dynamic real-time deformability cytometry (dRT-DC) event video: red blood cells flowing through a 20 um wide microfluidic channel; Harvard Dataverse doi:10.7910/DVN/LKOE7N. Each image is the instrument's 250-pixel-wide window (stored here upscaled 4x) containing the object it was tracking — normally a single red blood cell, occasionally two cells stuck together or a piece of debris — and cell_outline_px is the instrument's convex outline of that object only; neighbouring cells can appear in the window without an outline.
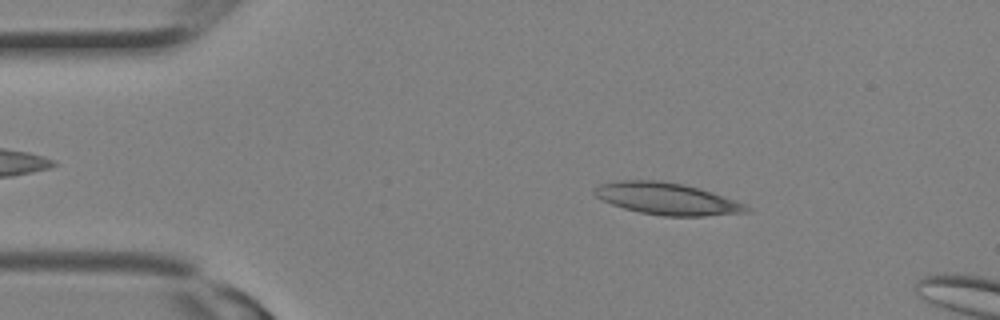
{"species": "Egyptian fruit bat (a non-hibernating species)", "species_latin": "Rousettus aegyptiacus", "temperature_condition": "room temperature", "stored_images_in_passage": 7, "camera_frame_rate_fps": 3000, "um_per_image_px": 0.085, "animal": {"sex": "female"}, "frame": {"image": 1, "passage_image": 4, "time_ms": 1.0, "image_size_px": [1000, 320], "cell_outline_px": [[748, 212], [704, 216], [664, 216], [640, 212], [624, 208], [612, 204], [596, 196], [592, 192], [600, 184], [620, 180], [664, 180], [700, 188], [736, 200], [744, 204], [748, 208]], "centroid_in_image_um": [56.69, 16.88], "position_along_channel_um": 28.3, "area_um2": 28.09}}